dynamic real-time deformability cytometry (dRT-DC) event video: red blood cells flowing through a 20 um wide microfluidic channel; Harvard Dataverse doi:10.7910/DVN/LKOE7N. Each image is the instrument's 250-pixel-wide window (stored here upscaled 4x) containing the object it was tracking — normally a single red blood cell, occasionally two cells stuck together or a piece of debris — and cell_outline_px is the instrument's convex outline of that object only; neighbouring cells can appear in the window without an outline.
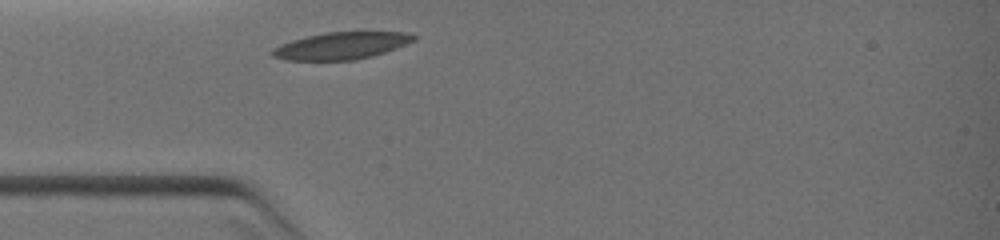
{"species": "common noctule bat (a hibernating species)", "species_latin": "Nyctalus noctula", "temperature_condition": "warm", "stored_images_in_passage": 1, "camera_frame_rate_fps": 3000, "um_per_image_px": 0.085, "animal": {"sex": "female", "body_mass_g": 19.0, "forearm_length_mm": 51.5}, "frame": {"image": 1, "passage_image": 1, "time_ms": 0.0, "image_size_px": [1000, 240], "cell_outline_px": [[416, 40], [384, 52], [372, 56], [356, 60], [284, 60], [272, 56], [268, 52], [272, 48], [280, 44], [292, 40], [324, 32], [408, 32], [416, 36]], "centroid_in_image_um": [28.96, 3.89], "position_along_channel_um": 56.0, "area_um2": 22.37}}